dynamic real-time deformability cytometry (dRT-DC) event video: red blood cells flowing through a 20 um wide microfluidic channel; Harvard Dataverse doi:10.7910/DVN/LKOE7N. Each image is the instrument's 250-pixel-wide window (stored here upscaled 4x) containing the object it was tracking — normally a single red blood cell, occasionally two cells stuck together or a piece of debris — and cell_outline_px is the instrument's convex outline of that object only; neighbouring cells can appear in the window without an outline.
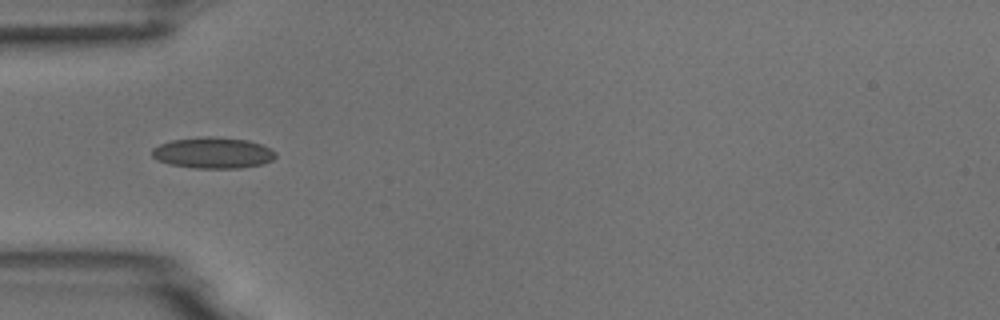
{"species": "common noctule bat (a hibernating species)", "species_latin": "Nyctalus noctula", "temperature_condition": "room temperature", "stored_images_in_passage": 7, "camera_frame_rate_fps": 3000, "um_per_image_px": 0.085, "animal": {"sex": "male", "body_mass_g": 18.8}, "frame": {"image": 1, "passage_image": 2, "time_ms": 0.333, "image_size_px": [1000, 320], "cell_outline_px": [[276, 156], [272, 160], [264, 164], [240, 168], [192, 168], [168, 164], [156, 160], [152, 156], [152, 148], [160, 144], [172, 140], [200, 136], [212, 136], [248, 140], [260, 144], [276, 152]], "centroid_in_image_um": [18.08, 12.99], "position_along_channel_um": 66.9, "area_um2": 22.6}}